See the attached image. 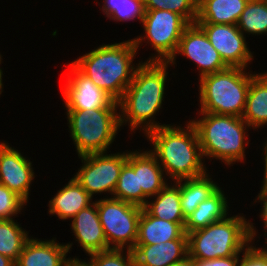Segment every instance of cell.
<instances>
[{
    "instance_id": "f35d334b",
    "label": "cell",
    "mask_w": 267,
    "mask_h": 266,
    "mask_svg": "<svg viewBox=\"0 0 267 266\" xmlns=\"http://www.w3.org/2000/svg\"><path fill=\"white\" fill-rule=\"evenodd\" d=\"M0 266H15V261L10 257L0 254Z\"/></svg>"
},
{
    "instance_id": "ba28073f",
    "label": "cell",
    "mask_w": 267,
    "mask_h": 266,
    "mask_svg": "<svg viewBox=\"0 0 267 266\" xmlns=\"http://www.w3.org/2000/svg\"><path fill=\"white\" fill-rule=\"evenodd\" d=\"M141 23L146 36L132 39L134 45L138 51L142 41L147 40L157 54H152L147 61L157 62H169L175 56L181 36L189 25L181 15L168 10L145 11Z\"/></svg>"
},
{
    "instance_id": "603a6c76",
    "label": "cell",
    "mask_w": 267,
    "mask_h": 266,
    "mask_svg": "<svg viewBox=\"0 0 267 266\" xmlns=\"http://www.w3.org/2000/svg\"><path fill=\"white\" fill-rule=\"evenodd\" d=\"M249 0H198L196 23L237 25Z\"/></svg>"
},
{
    "instance_id": "4dcf8cb0",
    "label": "cell",
    "mask_w": 267,
    "mask_h": 266,
    "mask_svg": "<svg viewBox=\"0 0 267 266\" xmlns=\"http://www.w3.org/2000/svg\"><path fill=\"white\" fill-rule=\"evenodd\" d=\"M88 256H90L89 260L93 266H136L134 253L128 249L126 251L123 249H110L91 253Z\"/></svg>"
},
{
    "instance_id": "6da1fadb",
    "label": "cell",
    "mask_w": 267,
    "mask_h": 266,
    "mask_svg": "<svg viewBox=\"0 0 267 266\" xmlns=\"http://www.w3.org/2000/svg\"><path fill=\"white\" fill-rule=\"evenodd\" d=\"M169 62L145 61L137 65L133 80L118 101L120 125L128 123L130 131H149L168 124L155 121V115L162 107ZM121 111V112H120Z\"/></svg>"
},
{
    "instance_id": "7a4b0ae2",
    "label": "cell",
    "mask_w": 267,
    "mask_h": 266,
    "mask_svg": "<svg viewBox=\"0 0 267 266\" xmlns=\"http://www.w3.org/2000/svg\"><path fill=\"white\" fill-rule=\"evenodd\" d=\"M145 136L154 146L149 151L172 181L195 178L207 173L202 162L204 158L199 137L190 121L185 128L168 124L149 131Z\"/></svg>"
},
{
    "instance_id": "e0dca14e",
    "label": "cell",
    "mask_w": 267,
    "mask_h": 266,
    "mask_svg": "<svg viewBox=\"0 0 267 266\" xmlns=\"http://www.w3.org/2000/svg\"><path fill=\"white\" fill-rule=\"evenodd\" d=\"M136 266H171L188 255V239H174L154 245H135Z\"/></svg>"
},
{
    "instance_id": "9a60e30c",
    "label": "cell",
    "mask_w": 267,
    "mask_h": 266,
    "mask_svg": "<svg viewBox=\"0 0 267 266\" xmlns=\"http://www.w3.org/2000/svg\"><path fill=\"white\" fill-rule=\"evenodd\" d=\"M71 222V231L85 253L110 250L99 220L96 202L81 209Z\"/></svg>"
},
{
    "instance_id": "8fae6325",
    "label": "cell",
    "mask_w": 267,
    "mask_h": 266,
    "mask_svg": "<svg viewBox=\"0 0 267 266\" xmlns=\"http://www.w3.org/2000/svg\"><path fill=\"white\" fill-rule=\"evenodd\" d=\"M177 54L187 57L193 63L195 62L199 70V78L229 67L197 23H190L185 28L175 56L169 61L170 66L176 64Z\"/></svg>"
},
{
    "instance_id": "4316f807",
    "label": "cell",
    "mask_w": 267,
    "mask_h": 266,
    "mask_svg": "<svg viewBox=\"0 0 267 266\" xmlns=\"http://www.w3.org/2000/svg\"><path fill=\"white\" fill-rule=\"evenodd\" d=\"M28 234L15 220H0V254L16 261L31 238Z\"/></svg>"
},
{
    "instance_id": "7402d4cb",
    "label": "cell",
    "mask_w": 267,
    "mask_h": 266,
    "mask_svg": "<svg viewBox=\"0 0 267 266\" xmlns=\"http://www.w3.org/2000/svg\"><path fill=\"white\" fill-rule=\"evenodd\" d=\"M242 119L254 130L267 125V72L252 77Z\"/></svg>"
},
{
    "instance_id": "836d02e7",
    "label": "cell",
    "mask_w": 267,
    "mask_h": 266,
    "mask_svg": "<svg viewBox=\"0 0 267 266\" xmlns=\"http://www.w3.org/2000/svg\"><path fill=\"white\" fill-rule=\"evenodd\" d=\"M240 254L224 257V258H215L209 260H200L195 259L196 266H238Z\"/></svg>"
},
{
    "instance_id": "5b68a950",
    "label": "cell",
    "mask_w": 267,
    "mask_h": 266,
    "mask_svg": "<svg viewBox=\"0 0 267 266\" xmlns=\"http://www.w3.org/2000/svg\"><path fill=\"white\" fill-rule=\"evenodd\" d=\"M200 114L202 117L190 122L196 128L203 157L221 160L228 166L243 162L246 156L245 146L249 145L246 130L250 127L242 117Z\"/></svg>"
},
{
    "instance_id": "9c48e42d",
    "label": "cell",
    "mask_w": 267,
    "mask_h": 266,
    "mask_svg": "<svg viewBox=\"0 0 267 266\" xmlns=\"http://www.w3.org/2000/svg\"><path fill=\"white\" fill-rule=\"evenodd\" d=\"M95 202L108 247L133 250L136 245L142 207L112 196Z\"/></svg>"
},
{
    "instance_id": "d4e9b609",
    "label": "cell",
    "mask_w": 267,
    "mask_h": 266,
    "mask_svg": "<svg viewBox=\"0 0 267 266\" xmlns=\"http://www.w3.org/2000/svg\"><path fill=\"white\" fill-rule=\"evenodd\" d=\"M209 176L207 172L199 177L180 180V203L185 219L219 188Z\"/></svg>"
},
{
    "instance_id": "5bb4252c",
    "label": "cell",
    "mask_w": 267,
    "mask_h": 266,
    "mask_svg": "<svg viewBox=\"0 0 267 266\" xmlns=\"http://www.w3.org/2000/svg\"><path fill=\"white\" fill-rule=\"evenodd\" d=\"M32 162L19 150L0 142V183L15 192L28 203L31 182L35 175ZM33 180V181H32Z\"/></svg>"
},
{
    "instance_id": "d6986e66",
    "label": "cell",
    "mask_w": 267,
    "mask_h": 266,
    "mask_svg": "<svg viewBox=\"0 0 267 266\" xmlns=\"http://www.w3.org/2000/svg\"><path fill=\"white\" fill-rule=\"evenodd\" d=\"M141 151H133V170L137 174L138 190L150 198L169 183L156 157L150 151Z\"/></svg>"
},
{
    "instance_id": "52a82bcc",
    "label": "cell",
    "mask_w": 267,
    "mask_h": 266,
    "mask_svg": "<svg viewBox=\"0 0 267 266\" xmlns=\"http://www.w3.org/2000/svg\"><path fill=\"white\" fill-rule=\"evenodd\" d=\"M118 109L66 110L70 136L78 157L107 152L121 128Z\"/></svg>"
},
{
    "instance_id": "e575fe53",
    "label": "cell",
    "mask_w": 267,
    "mask_h": 266,
    "mask_svg": "<svg viewBox=\"0 0 267 266\" xmlns=\"http://www.w3.org/2000/svg\"><path fill=\"white\" fill-rule=\"evenodd\" d=\"M258 199V202H261V204L263 205L262 209H261V213H260V218L261 220H263L264 222V235H265V239L267 240V186L266 187H261L260 193H258L257 198L255 199V202H257L256 200Z\"/></svg>"
},
{
    "instance_id": "83f0119b",
    "label": "cell",
    "mask_w": 267,
    "mask_h": 266,
    "mask_svg": "<svg viewBox=\"0 0 267 266\" xmlns=\"http://www.w3.org/2000/svg\"><path fill=\"white\" fill-rule=\"evenodd\" d=\"M237 27L245 34L267 35V6L262 0H249L241 13Z\"/></svg>"
},
{
    "instance_id": "74e56055",
    "label": "cell",
    "mask_w": 267,
    "mask_h": 266,
    "mask_svg": "<svg viewBox=\"0 0 267 266\" xmlns=\"http://www.w3.org/2000/svg\"><path fill=\"white\" fill-rule=\"evenodd\" d=\"M171 266H196L195 259L187 255L183 260L171 265Z\"/></svg>"
},
{
    "instance_id": "44dd1931",
    "label": "cell",
    "mask_w": 267,
    "mask_h": 266,
    "mask_svg": "<svg viewBox=\"0 0 267 266\" xmlns=\"http://www.w3.org/2000/svg\"><path fill=\"white\" fill-rule=\"evenodd\" d=\"M229 206L224 191L219 187L206 200L201 202L193 213L185 219L184 230L188 234L225 219Z\"/></svg>"
},
{
    "instance_id": "ac0fdd59",
    "label": "cell",
    "mask_w": 267,
    "mask_h": 266,
    "mask_svg": "<svg viewBox=\"0 0 267 266\" xmlns=\"http://www.w3.org/2000/svg\"><path fill=\"white\" fill-rule=\"evenodd\" d=\"M185 222H171L151 216L142 208L136 245H154L174 239H188Z\"/></svg>"
},
{
    "instance_id": "60d3db41",
    "label": "cell",
    "mask_w": 267,
    "mask_h": 266,
    "mask_svg": "<svg viewBox=\"0 0 267 266\" xmlns=\"http://www.w3.org/2000/svg\"><path fill=\"white\" fill-rule=\"evenodd\" d=\"M2 75H3V71H0V95L3 92V90H2L3 89Z\"/></svg>"
},
{
    "instance_id": "7bdbcfd3",
    "label": "cell",
    "mask_w": 267,
    "mask_h": 266,
    "mask_svg": "<svg viewBox=\"0 0 267 266\" xmlns=\"http://www.w3.org/2000/svg\"><path fill=\"white\" fill-rule=\"evenodd\" d=\"M264 3H265V5L267 6V0H262Z\"/></svg>"
},
{
    "instance_id": "1f68e13d",
    "label": "cell",
    "mask_w": 267,
    "mask_h": 266,
    "mask_svg": "<svg viewBox=\"0 0 267 266\" xmlns=\"http://www.w3.org/2000/svg\"><path fill=\"white\" fill-rule=\"evenodd\" d=\"M26 204L23 198L0 183V220H12Z\"/></svg>"
},
{
    "instance_id": "8992f818",
    "label": "cell",
    "mask_w": 267,
    "mask_h": 266,
    "mask_svg": "<svg viewBox=\"0 0 267 266\" xmlns=\"http://www.w3.org/2000/svg\"><path fill=\"white\" fill-rule=\"evenodd\" d=\"M245 68L227 67L199 79V113L242 117L250 82L255 73Z\"/></svg>"
},
{
    "instance_id": "b9f144b4",
    "label": "cell",
    "mask_w": 267,
    "mask_h": 266,
    "mask_svg": "<svg viewBox=\"0 0 267 266\" xmlns=\"http://www.w3.org/2000/svg\"><path fill=\"white\" fill-rule=\"evenodd\" d=\"M2 55L0 54V64L2 63ZM0 71H2V69L0 68Z\"/></svg>"
},
{
    "instance_id": "3957f363",
    "label": "cell",
    "mask_w": 267,
    "mask_h": 266,
    "mask_svg": "<svg viewBox=\"0 0 267 266\" xmlns=\"http://www.w3.org/2000/svg\"><path fill=\"white\" fill-rule=\"evenodd\" d=\"M137 48L133 40L100 45L71 63L114 101H119L133 80Z\"/></svg>"
},
{
    "instance_id": "f1b7e54d",
    "label": "cell",
    "mask_w": 267,
    "mask_h": 266,
    "mask_svg": "<svg viewBox=\"0 0 267 266\" xmlns=\"http://www.w3.org/2000/svg\"><path fill=\"white\" fill-rule=\"evenodd\" d=\"M144 9L168 10L181 15L190 24L196 23L198 0H144Z\"/></svg>"
},
{
    "instance_id": "7c38bea8",
    "label": "cell",
    "mask_w": 267,
    "mask_h": 266,
    "mask_svg": "<svg viewBox=\"0 0 267 266\" xmlns=\"http://www.w3.org/2000/svg\"><path fill=\"white\" fill-rule=\"evenodd\" d=\"M66 75V84L61 88L66 110H82L91 112L98 108H118L114 101L102 89H99L89 78L83 75L72 63Z\"/></svg>"
},
{
    "instance_id": "cb8c5ba5",
    "label": "cell",
    "mask_w": 267,
    "mask_h": 266,
    "mask_svg": "<svg viewBox=\"0 0 267 266\" xmlns=\"http://www.w3.org/2000/svg\"><path fill=\"white\" fill-rule=\"evenodd\" d=\"M150 198L143 207L151 216L171 222H185L180 203V180L173 185L168 184L156 195Z\"/></svg>"
},
{
    "instance_id": "30bf717a",
    "label": "cell",
    "mask_w": 267,
    "mask_h": 266,
    "mask_svg": "<svg viewBox=\"0 0 267 266\" xmlns=\"http://www.w3.org/2000/svg\"><path fill=\"white\" fill-rule=\"evenodd\" d=\"M80 169L74 175L77 182L93 198L98 193L113 196L123 164L128 159V152L107 154V152L79 156Z\"/></svg>"
},
{
    "instance_id": "d590c367",
    "label": "cell",
    "mask_w": 267,
    "mask_h": 266,
    "mask_svg": "<svg viewBox=\"0 0 267 266\" xmlns=\"http://www.w3.org/2000/svg\"><path fill=\"white\" fill-rule=\"evenodd\" d=\"M65 266H93L92 262L88 260V262L86 261H81V259L79 258H69L68 257V260L66 261V264Z\"/></svg>"
},
{
    "instance_id": "ffe728a7",
    "label": "cell",
    "mask_w": 267,
    "mask_h": 266,
    "mask_svg": "<svg viewBox=\"0 0 267 266\" xmlns=\"http://www.w3.org/2000/svg\"><path fill=\"white\" fill-rule=\"evenodd\" d=\"M58 190L56 195L49 200L50 215H56L60 220L72 219L81 209L91 205L92 197L72 177L68 184Z\"/></svg>"
},
{
    "instance_id": "277c9868",
    "label": "cell",
    "mask_w": 267,
    "mask_h": 266,
    "mask_svg": "<svg viewBox=\"0 0 267 266\" xmlns=\"http://www.w3.org/2000/svg\"><path fill=\"white\" fill-rule=\"evenodd\" d=\"M245 216H227L207 227L188 233V255L209 260L237 255L255 240L256 228Z\"/></svg>"
},
{
    "instance_id": "d6a6232c",
    "label": "cell",
    "mask_w": 267,
    "mask_h": 266,
    "mask_svg": "<svg viewBox=\"0 0 267 266\" xmlns=\"http://www.w3.org/2000/svg\"><path fill=\"white\" fill-rule=\"evenodd\" d=\"M252 244L254 242H251L244 252L242 251L243 257H240L238 266H267V252L263 248L252 246Z\"/></svg>"
},
{
    "instance_id": "4fadbf2b",
    "label": "cell",
    "mask_w": 267,
    "mask_h": 266,
    "mask_svg": "<svg viewBox=\"0 0 267 266\" xmlns=\"http://www.w3.org/2000/svg\"><path fill=\"white\" fill-rule=\"evenodd\" d=\"M197 24L203 29L211 45L229 67L248 68V63L253 60V53L247 45L246 34L244 35L237 25Z\"/></svg>"
},
{
    "instance_id": "f546056e",
    "label": "cell",
    "mask_w": 267,
    "mask_h": 266,
    "mask_svg": "<svg viewBox=\"0 0 267 266\" xmlns=\"http://www.w3.org/2000/svg\"><path fill=\"white\" fill-rule=\"evenodd\" d=\"M100 9L107 18L117 22L135 19L142 22L145 14L144 0H131V3L121 4H103Z\"/></svg>"
},
{
    "instance_id": "2e32d148",
    "label": "cell",
    "mask_w": 267,
    "mask_h": 266,
    "mask_svg": "<svg viewBox=\"0 0 267 266\" xmlns=\"http://www.w3.org/2000/svg\"><path fill=\"white\" fill-rule=\"evenodd\" d=\"M72 244H60L56 238L44 241L32 237L26 242L15 266H65Z\"/></svg>"
},
{
    "instance_id": "8d00e7d4",
    "label": "cell",
    "mask_w": 267,
    "mask_h": 266,
    "mask_svg": "<svg viewBox=\"0 0 267 266\" xmlns=\"http://www.w3.org/2000/svg\"><path fill=\"white\" fill-rule=\"evenodd\" d=\"M265 144V146H263V151H264V178H263V181H262V186L261 187H266L267 186V141L264 143Z\"/></svg>"
},
{
    "instance_id": "484cf974",
    "label": "cell",
    "mask_w": 267,
    "mask_h": 266,
    "mask_svg": "<svg viewBox=\"0 0 267 266\" xmlns=\"http://www.w3.org/2000/svg\"><path fill=\"white\" fill-rule=\"evenodd\" d=\"M140 207H144L149 199L142 190H138L137 174L133 170V151H128V159L123 164L113 197Z\"/></svg>"
},
{
    "instance_id": "ab89813d",
    "label": "cell",
    "mask_w": 267,
    "mask_h": 266,
    "mask_svg": "<svg viewBox=\"0 0 267 266\" xmlns=\"http://www.w3.org/2000/svg\"><path fill=\"white\" fill-rule=\"evenodd\" d=\"M131 3V0H103V4Z\"/></svg>"
}]
</instances>
